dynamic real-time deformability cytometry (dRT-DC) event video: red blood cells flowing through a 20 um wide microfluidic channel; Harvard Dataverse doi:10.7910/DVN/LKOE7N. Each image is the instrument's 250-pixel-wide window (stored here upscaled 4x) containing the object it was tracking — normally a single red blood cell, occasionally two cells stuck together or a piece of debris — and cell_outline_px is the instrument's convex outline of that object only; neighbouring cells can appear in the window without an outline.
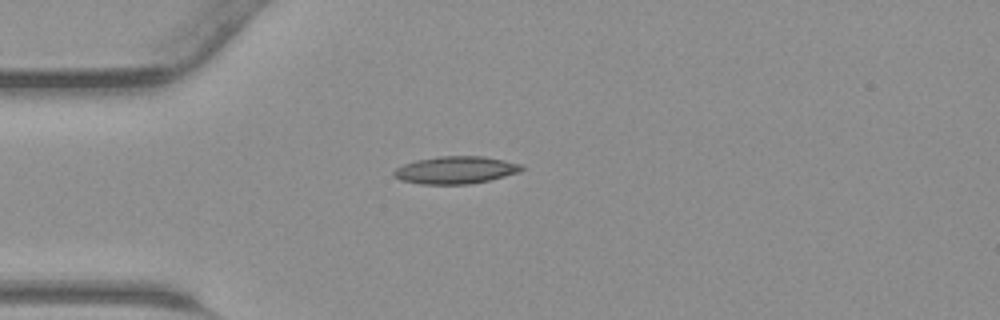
{"species": "common noctule bat (a hibernating species)", "species_latin": "Nyctalus noctula", "temperature_condition": "warm", "stored_images_in_passage": 34, "camera_frame_rate_fps": 3000, "um_per_image_px": 0.085, "animal": {"sex": "male", "body_mass_g": 23.1, "forearm_length_mm": 52.7}, "frame": {"image": 1, "passage_image": 1, "time_ms": 0.0, "image_size_px": [1000, 320], "cell_outline_px": [[524, 168], [520, 172], [488, 180], [468, 184], [420, 184], [400, 180], [392, 176], [392, 172], [396, 168], [404, 164], [416, 160], [440, 156], [484, 156], [504, 160], [520, 164]], "centroid_in_image_um": [38.69, 14.45], "position_along_channel_um": 46.3, "area_um2": 20.4}}
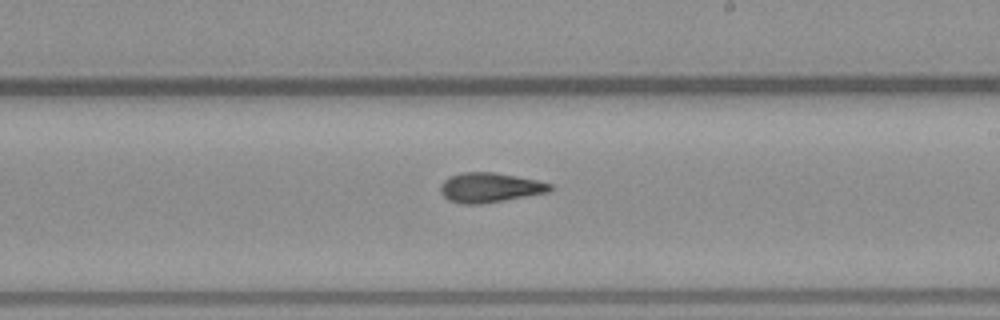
{"frame": {"image": 2, "passage_image": 15, "time_ms": 4.667, "image_size_px": [1000, 320], "cell_outline_px": [[556, 188], [548, 192], [504, 200], [480, 204], [460, 204], [448, 200], [440, 192], [440, 184], [448, 176], [464, 172], [492, 172], [516, 176], [536, 180], [552, 184]], "centroid_in_image_um": [41.61, 15.94], "position_along_channel_um": 247.4, "area_um2": 19.02}}
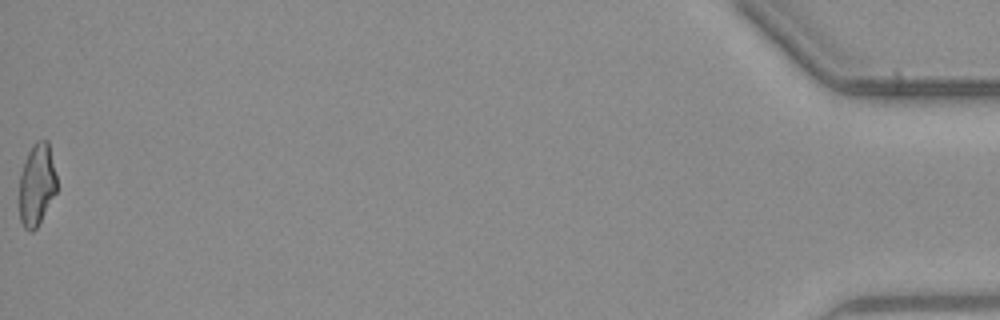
{"frame": {"image": 3, "passage_image": 34, "time_ms": 11.0, "image_size_px": [1000, 320], "cell_outline_px": [[56, 192], [36, 228], [32, 232], [28, 232], [24, 228], [20, 220], [20, 172], [24, 160], [32, 144], [36, 140], [48, 140], [56, 176]], "centroid_in_image_um": [3.11, 15.67], "position_along_channel_um": 432.1, "area_um2": 17.86}}